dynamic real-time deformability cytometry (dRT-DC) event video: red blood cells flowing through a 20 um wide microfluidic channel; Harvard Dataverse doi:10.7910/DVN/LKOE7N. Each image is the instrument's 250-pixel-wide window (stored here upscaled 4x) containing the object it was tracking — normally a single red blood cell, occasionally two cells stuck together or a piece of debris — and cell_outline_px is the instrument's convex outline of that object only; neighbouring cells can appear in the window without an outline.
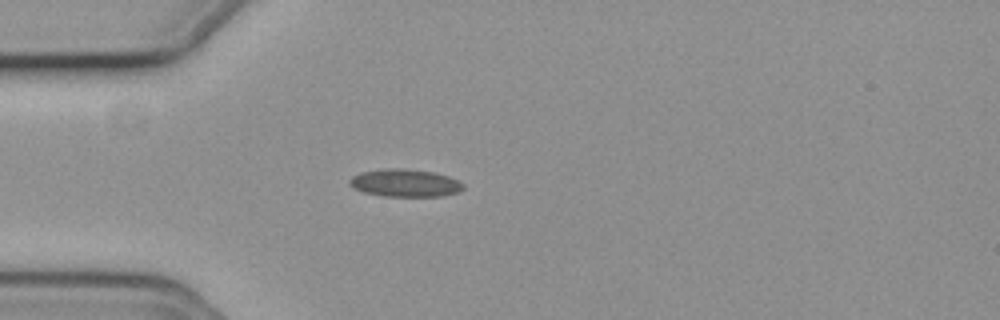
{"species": "common noctule bat (a hibernating species)", "species_latin": "Nyctalus noctula", "temperature_condition": "cold", "stored_images_in_passage": 41, "camera_frame_rate_fps": 3000, "um_per_image_px": 0.085, "animal": {"sex": "female", "body_mass_g": 19.3, "forearm_length_mm": 54.1}, "frame": {"image": 1, "passage_image": 1, "time_ms": 0.0, "image_size_px": [1000, 320], "cell_outline_px": [[464, 188], [460, 192], [444, 196], [384, 196], [364, 192], [352, 188], [348, 184], [348, 180], [352, 176], [360, 172], [384, 168], [404, 168], [432, 172], [448, 176], [464, 184]], "centroid_in_image_um": [34.4, 15.55], "position_along_channel_um": 50.6, "area_um2": 18.5}}
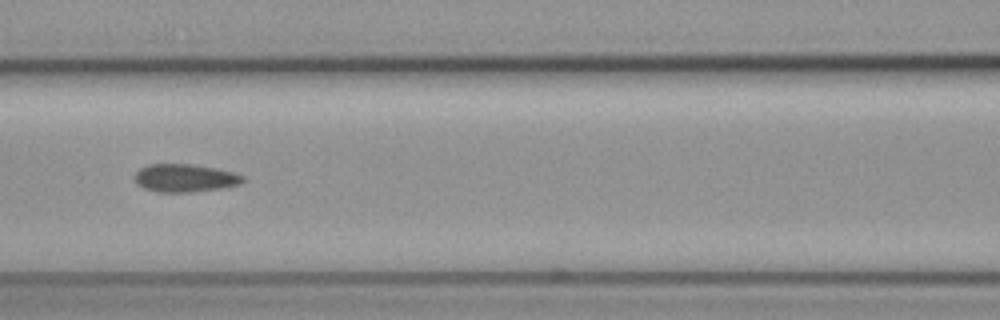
{"frame": {"image": 2, "passage_image": 10, "time_ms": 3.0, "image_size_px": [1000, 320], "cell_outline_px": [[244, 180], [240, 184], [224, 188], [192, 192], [156, 192], [144, 188], [136, 184], [132, 176], [140, 168], [148, 164], [192, 164], [216, 168], [232, 172], [244, 176]], "centroid_in_image_um": [15.68, 15.13], "position_along_channel_um": 150.9, "area_um2": 17.86}}
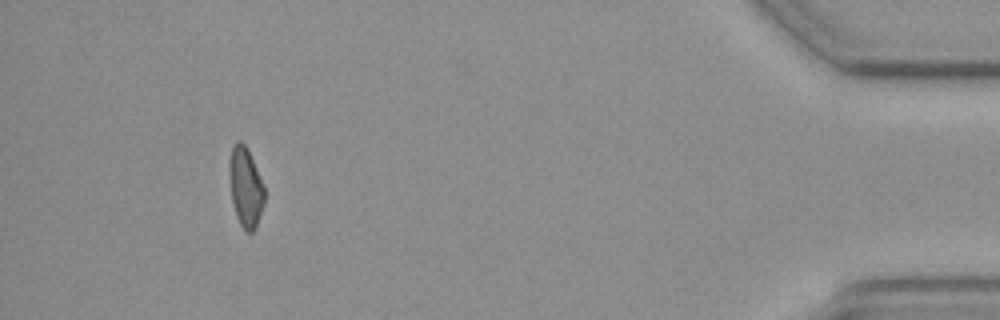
{"frame": {"image": 3, "passage_image": 37, "time_ms": 12.0, "image_size_px": [1000, 320], "cell_outline_px": [[264, 204], [256, 228], [252, 232], [248, 232], [240, 224], [236, 216], [232, 200], [228, 172], [228, 168], [232, 144], [236, 140], [240, 140], [248, 148], [264, 188]], "centroid_in_image_um": [20.85, 15.87], "position_along_channel_um": 414.3, "area_um2": 16.36}, "authors_computed_cell_mechanics": {"area_um2": 17.34, "velocity_mm_per_s": 3.7202, "shape_relaxation_time_tau1_ms": 6.0061, "shape_relaxation_time_tau2_ms": 3.7523, "deformation_change_tau1": 0.125, "deformation_change_tau2": 0.1095}}